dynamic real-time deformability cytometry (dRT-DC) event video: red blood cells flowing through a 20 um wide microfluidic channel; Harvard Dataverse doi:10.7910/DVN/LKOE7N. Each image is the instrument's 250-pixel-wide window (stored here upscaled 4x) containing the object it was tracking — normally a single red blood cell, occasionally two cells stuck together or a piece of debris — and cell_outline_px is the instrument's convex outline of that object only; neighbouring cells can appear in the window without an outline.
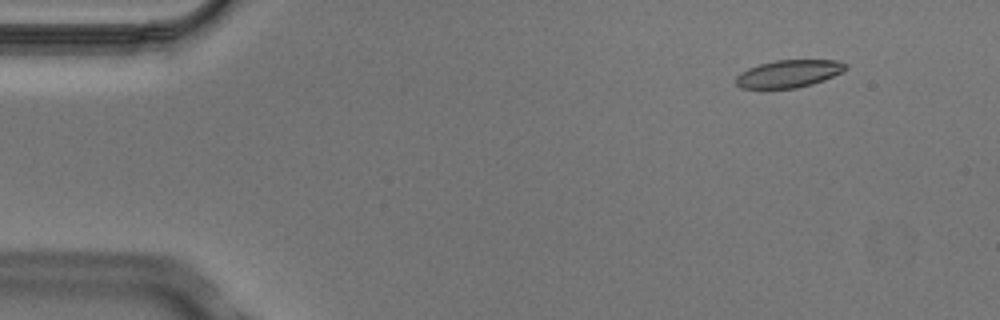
{"species": "Egyptian fruit bat (a non-hibernating species)", "species_latin": "Rousettus aegyptiacus", "temperature_condition": "cold", "stored_images_in_passage": 6, "camera_frame_rate_fps": 3000, "um_per_image_px": 0.085, "animal": {"sex": "male"}, "frame": {"image": 1, "passage_image": 2, "time_ms": 0.333, "image_size_px": [1000, 320], "cell_outline_px": [[848, 68], [824, 80], [812, 84], [796, 88], [740, 88], [736, 84], [736, 76], [740, 72], [748, 68], [760, 64], [776, 60], [836, 60], [844, 64]], "centroid_in_image_um": [67.01, 6.26], "position_along_channel_um": 18.0, "area_um2": 17.4}}
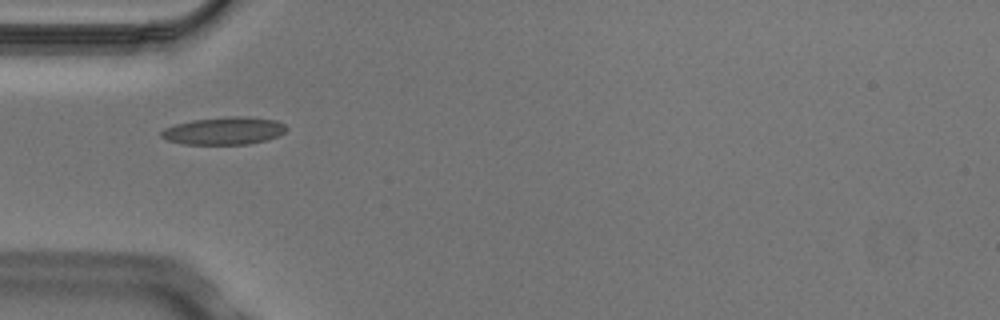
{"frame": {"image": 2, "passage_image": 5, "time_ms": 1.333, "image_size_px": [1000, 320], "cell_outline_px": [[288, 128], [284, 132], [268, 140], [248, 144], [184, 144], [168, 140], [160, 136], [160, 132], [164, 128], [176, 124], [192, 120], [228, 116], [248, 116], [276, 120], [284, 124]], "centroid_in_image_um": [19.06, 11.11], "position_along_channel_um": 65.9, "area_um2": 20.17}}